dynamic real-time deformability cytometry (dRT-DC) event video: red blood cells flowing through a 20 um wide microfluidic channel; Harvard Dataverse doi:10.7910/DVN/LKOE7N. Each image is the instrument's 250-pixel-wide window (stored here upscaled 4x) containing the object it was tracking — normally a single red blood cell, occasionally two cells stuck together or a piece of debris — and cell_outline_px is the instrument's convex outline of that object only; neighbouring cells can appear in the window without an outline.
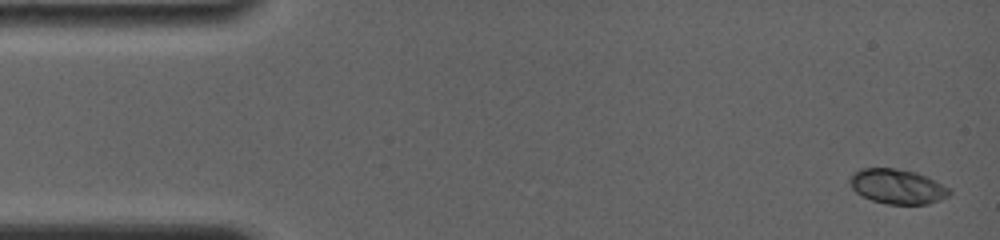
{"species": "common noctule bat (a hibernating species)", "species_latin": "Nyctalus noctula", "temperature_condition": "room temperature", "stored_images_in_passage": 13, "camera_frame_rate_fps": 4000, "um_per_image_px": 0.085, "animal": {"sex": "female", "body_mass_g": 19.0, "forearm_length_mm": 56.7}, "frame": {"image": 1, "passage_image": 1, "time_ms": 0.0, "image_size_px": [1000, 240], "cell_outline_px": [[952, 192], [948, 196], [940, 200], [928, 204], [888, 204], [872, 200], [856, 192], [852, 188], [848, 180], [848, 176], [852, 172], [860, 168], [896, 168], [916, 172], [952, 188]], "centroid_in_image_um": [76.27, 15.84], "position_along_channel_um": 8.7, "area_um2": 20.4}}
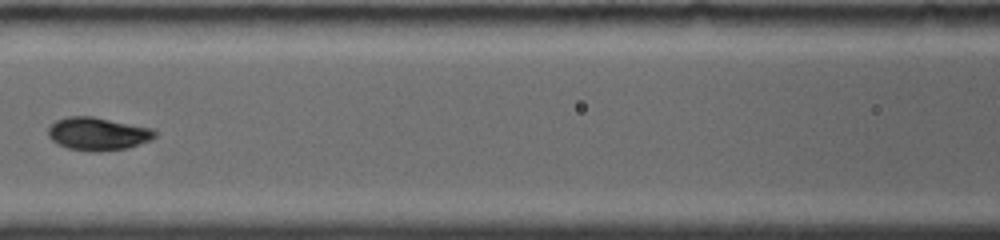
{"frame": {"image": 2, "passage_image": 8, "time_ms": 7.0, "image_size_px": [1000, 240], "cell_outline_px": [[156, 136], [148, 140], [128, 148], [100, 152], [92, 152], [68, 148], [52, 140], [48, 136], [48, 128], [56, 120], [68, 116], [92, 116], [152, 128], [156, 132]], "centroid_in_image_um": [8.3, 11.37], "position_along_channel_um": 158.3, "area_um2": 20.4}}
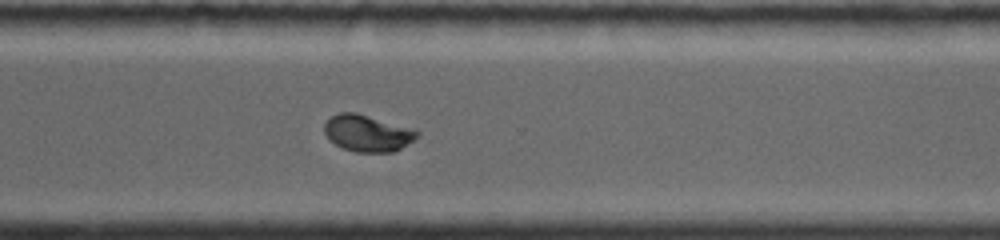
{"frame": {"image": 3, "passage_image": 13, "time_ms": 11.75, "image_size_px": [1000, 240], "cell_outline_px": [[420, 132], [412, 140], [400, 148], [392, 152], [356, 152], [344, 148], [328, 140], [324, 132], [324, 124], [332, 116], [340, 112], [356, 112]], "centroid_in_image_um": [31.15, 11.33], "position_along_channel_um": 339.5, "area_um2": 19.25}}